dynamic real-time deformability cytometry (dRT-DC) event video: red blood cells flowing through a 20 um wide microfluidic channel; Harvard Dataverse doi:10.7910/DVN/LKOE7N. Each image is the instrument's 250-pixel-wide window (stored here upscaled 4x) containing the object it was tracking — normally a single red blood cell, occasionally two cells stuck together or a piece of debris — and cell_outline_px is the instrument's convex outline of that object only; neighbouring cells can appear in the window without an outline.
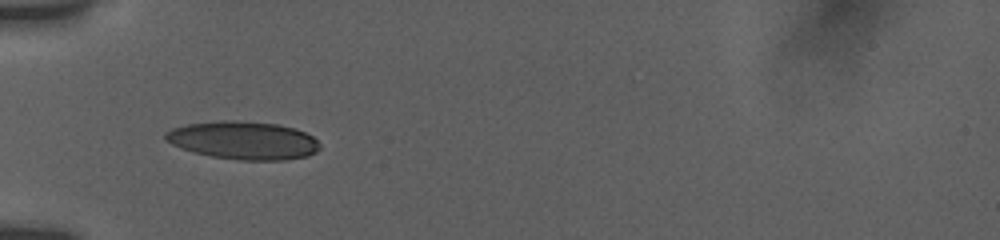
{"species": "human", "species_latin": "Homo sapiens", "temperature_condition": "room temperature", "stored_images_in_passage": 61, "camera_frame_rate_fps": 3000, "um_per_image_px": 0.085, "donor": {"sex": "female"}, "frame": {"image": 1, "passage_image": 1, "time_ms": 0.0, "image_size_px": [1000, 240], "cell_outline_px": [[320, 148], [316, 152], [308, 156], [284, 160], [240, 160], [212, 156], [192, 152], [180, 148], [164, 140], [164, 132], [172, 128], [188, 124], [220, 120], [232, 120], [276, 124], [296, 128], [312, 136], [320, 144]], "centroid_in_image_um": [20.67, 11.93], "position_along_channel_um": 64.3, "area_um2": 34.33}}
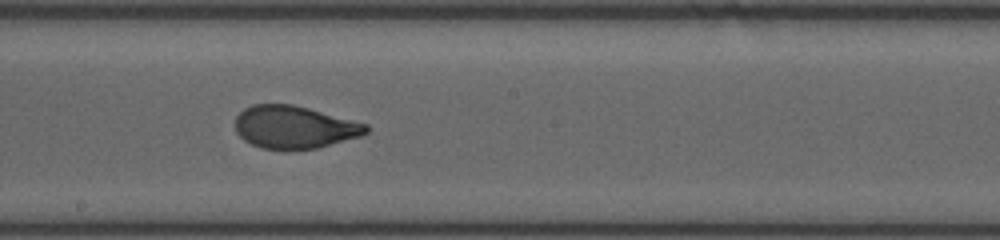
{"frame": {"image": 2, "passage_image": 34, "time_ms": 4.333, "image_size_px": [1000, 240], "cell_outline_px": [[368, 132], [360, 136], [316, 148], [260, 148], [244, 140], [236, 132], [236, 116], [244, 108], [252, 104], [292, 104], [308, 108], [368, 124]], "centroid_in_image_um": [25.0, 10.78], "position_along_channel_um": 223.2, "area_um2": 32.08}}
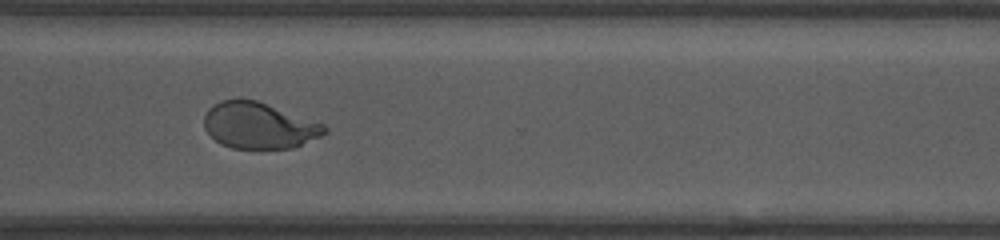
{"frame": {"image": 3, "passage_image": 60, "time_ms": 7.667, "image_size_px": [1000, 240], "cell_outline_px": [[328, 132], [320, 136], [292, 148], [232, 148], [220, 144], [204, 128], [204, 116], [208, 108], [212, 104], [220, 100], [256, 100], [324, 124], [328, 128]], "centroid_in_image_um": [21.99, 10.67], "position_along_channel_um": 348.6, "area_um2": 32.14}}